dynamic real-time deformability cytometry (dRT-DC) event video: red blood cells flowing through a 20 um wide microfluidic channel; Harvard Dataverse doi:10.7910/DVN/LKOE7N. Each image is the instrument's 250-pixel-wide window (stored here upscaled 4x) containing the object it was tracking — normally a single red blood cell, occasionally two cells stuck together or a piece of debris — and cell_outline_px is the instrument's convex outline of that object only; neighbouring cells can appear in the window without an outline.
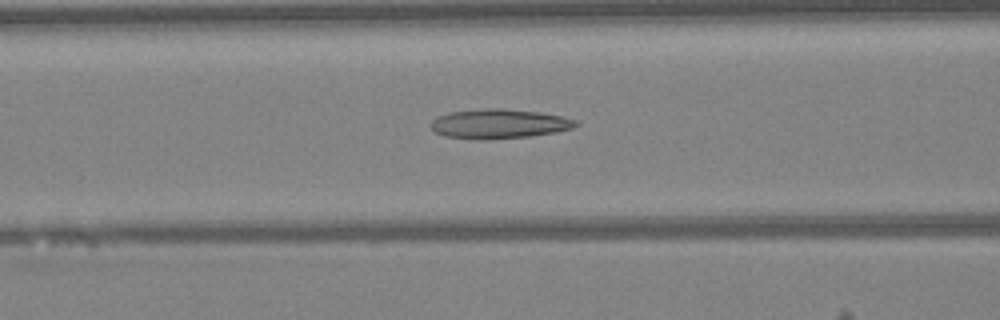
{"species": "Egyptian fruit bat (a non-hibernating species)", "species_latin": "Rousettus aegyptiacus", "temperature_condition": "warm", "stored_images_in_passage": 47, "camera_frame_rate_fps": 3000, "um_per_image_px": 0.085, "animal": {"sex": "female"}, "frame": {"image": 1, "passage_image": 19, "time_ms": 6.0, "image_size_px": [1000, 320], "cell_outline_px": [[580, 124], [572, 128], [556, 132], [528, 136], [444, 136], [436, 132], [428, 124], [436, 116], [448, 112], [484, 108], [504, 108], [540, 112], [564, 116], [576, 120]], "centroid_in_image_um": [42.46, 10.45], "position_along_channel_um": 124.1, "area_um2": 23.93}}
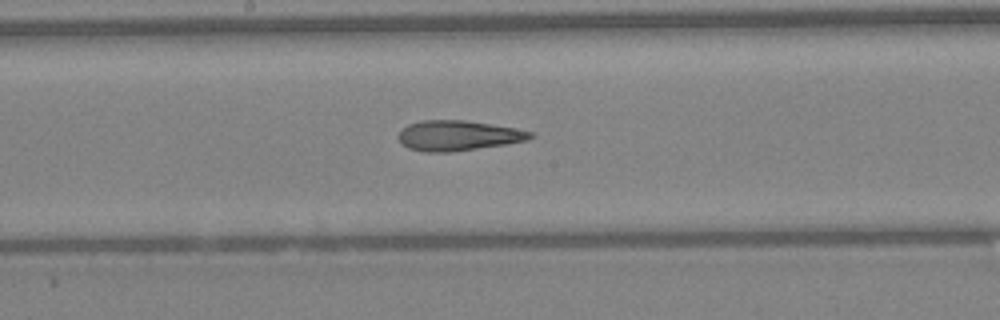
{"frame": {"image": 2, "passage_image": 25, "time_ms": 8.0, "image_size_px": [1000, 320], "cell_outline_px": [[536, 136], [528, 140], [508, 144], [452, 152], [424, 152], [408, 148], [400, 144], [396, 136], [408, 124], [420, 120], [464, 120], [516, 128], [532, 132]], "centroid_in_image_um": [38.93, 11.53], "position_along_channel_um": 209.3, "area_um2": 23.47}}
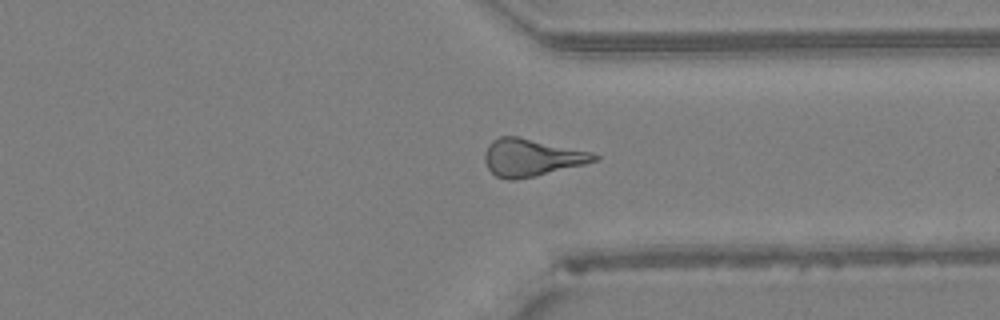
{"frame": {"image": 3, "passage_image": 36, "time_ms": 11.667, "image_size_px": [1000, 320], "cell_outline_px": [[600, 160], [536, 176], [512, 180], [508, 180], [496, 176], [488, 168], [484, 160], [484, 152], [488, 144], [492, 140], [500, 136], [520, 136], [592, 152], [600, 156]], "centroid_in_image_um": [45.18, 13.38], "position_along_channel_um": 366.2, "area_um2": 24.04}, "authors_computed_cell_mechanics": {"area_um2": 23.9292, "velocity_mm_per_s": 4.287, "shape_relaxation_time_tau1_ms": null, "shape_relaxation_time_tau2_ms": 3.9025, "deformation_change_tau1": null, "deformation_change_tau2": 0.1703}}